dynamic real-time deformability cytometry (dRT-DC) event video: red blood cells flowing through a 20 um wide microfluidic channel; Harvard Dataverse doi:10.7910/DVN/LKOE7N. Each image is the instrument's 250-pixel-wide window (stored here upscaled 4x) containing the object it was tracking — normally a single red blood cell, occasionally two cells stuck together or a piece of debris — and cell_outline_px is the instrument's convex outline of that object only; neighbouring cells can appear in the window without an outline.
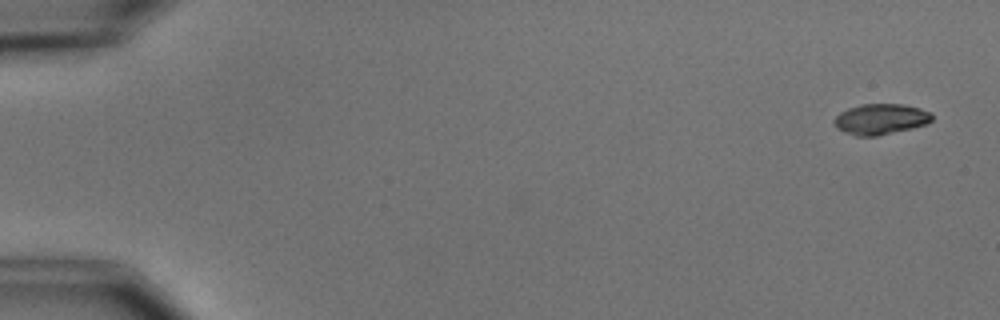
{"species": "common noctule bat (a hibernating species)", "species_latin": "Nyctalus noctula", "temperature_condition": "cold", "stored_images_in_passage": 4, "camera_frame_rate_fps": 3000, "um_per_image_px": 0.085, "animal": {"sex": "male", "body_mass_g": 15.6}, "frame": {"image": 1, "passage_image": 1, "time_ms": 0.0, "image_size_px": [1000, 320], "cell_outline_px": [[932, 120], [924, 124], [912, 128], [876, 136], [856, 136], [844, 132], [836, 128], [832, 120], [840, 112], [848, 108], [864, 104], [900, 104], [920, 108], [932, 112]], "centroid_in_image_um": [74.82, 10.12], "position_along_channel_um": 10.2, "area_um2": 17.46}}
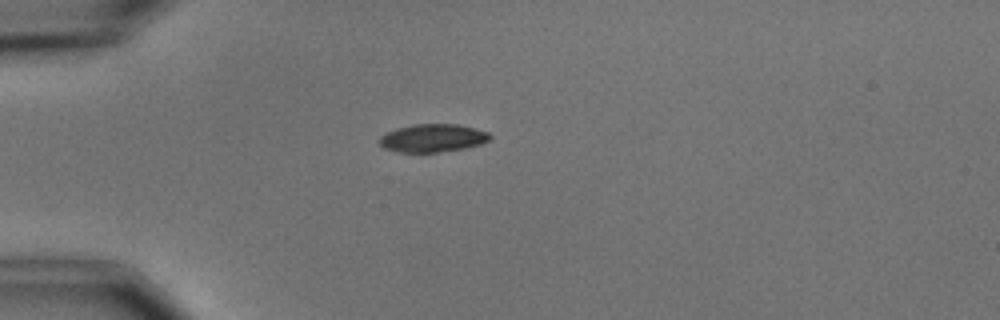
{"frame": {"image": 2, "passage_image": 4, "time_ms": 4.333, "image_size_px": [1000, 320], "cell_outline_px": [[492, 136], [488, 140], [480, 144], [464, 148], [436, 152], [400, 152], [384, 148], [380, 144], [380, 136], [396, 128], [412, 124], [456, 124], [488, 132]], "centroid_in_image_um": [36.76, 11.73], "position_along_channel_um": 48.2, "area_um2": 17.8}}